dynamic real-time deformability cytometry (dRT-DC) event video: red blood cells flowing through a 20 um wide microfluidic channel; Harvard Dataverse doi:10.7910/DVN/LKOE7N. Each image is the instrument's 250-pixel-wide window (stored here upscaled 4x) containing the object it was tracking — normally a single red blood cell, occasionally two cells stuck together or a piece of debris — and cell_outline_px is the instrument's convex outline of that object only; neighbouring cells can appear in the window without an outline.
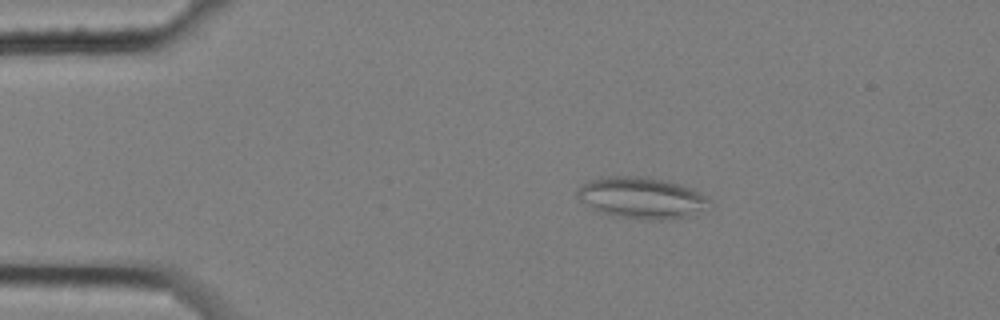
{"species": "common noctule bat (a hibernating species)", "species_latin": "Nyctalus noctula", "temperature_condition": "cold", "stored_images_in_passage": 5, "camera_frame_rate_fps": 3000, "um_per_image_px": 0.085, "animal": {"sex": "female", "body_mass_g": 25.1}, "frame": {"image": 1, "passage_image": 3, "time_ms": 0.667, "image_size_px": [1000, 320], "cell_outline_px": [[712, 200], [688, 216], [668, 220], [648, 220], [616, 216], [600, 212], [592, 208], [580, 200], [576, 196], [576, 188], [600, 176], [648, 176], [680, 184], [692, 188]], "centroid_in_image_um": [54.47, 16.8], "position_along_channel_um": 30.5, "area_um2": 31.67}}